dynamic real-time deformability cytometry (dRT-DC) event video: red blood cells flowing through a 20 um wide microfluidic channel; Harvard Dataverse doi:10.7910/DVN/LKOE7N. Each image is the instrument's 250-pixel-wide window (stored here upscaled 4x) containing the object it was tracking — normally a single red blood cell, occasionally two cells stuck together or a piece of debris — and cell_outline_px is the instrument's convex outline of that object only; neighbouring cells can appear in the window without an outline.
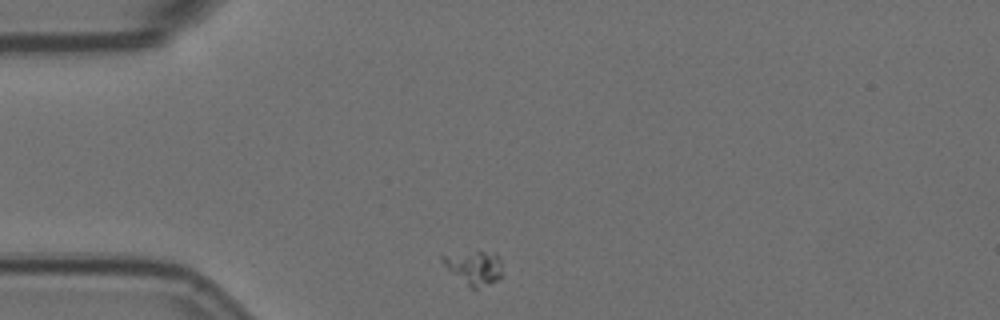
{"species": "Egyptian fruit bat (a non-hibernating species)", "species_latin": "Rousettus aegyptiacus", "temperature_condition": "room temperature", "stored_images_in_passage": 2, "camera_frame_rate_fps": 3000, "um_per_image_px": 0.085, "animal": {"sex": "female"}, "frame": {"image": 1, "passage_image": 1, "time_ms": 0.0, "image_size_px": [1000, 320], "cell_outline_px": [[504, 276], [476, 292], [452, 272], [440, 260], [440, 256], [476, 252], [496, 252], [500, 260]], "centroid_in_image_um": [40.39, 22.79], "position_along_channel_um": 44.6, "area_um2": 11.79}}